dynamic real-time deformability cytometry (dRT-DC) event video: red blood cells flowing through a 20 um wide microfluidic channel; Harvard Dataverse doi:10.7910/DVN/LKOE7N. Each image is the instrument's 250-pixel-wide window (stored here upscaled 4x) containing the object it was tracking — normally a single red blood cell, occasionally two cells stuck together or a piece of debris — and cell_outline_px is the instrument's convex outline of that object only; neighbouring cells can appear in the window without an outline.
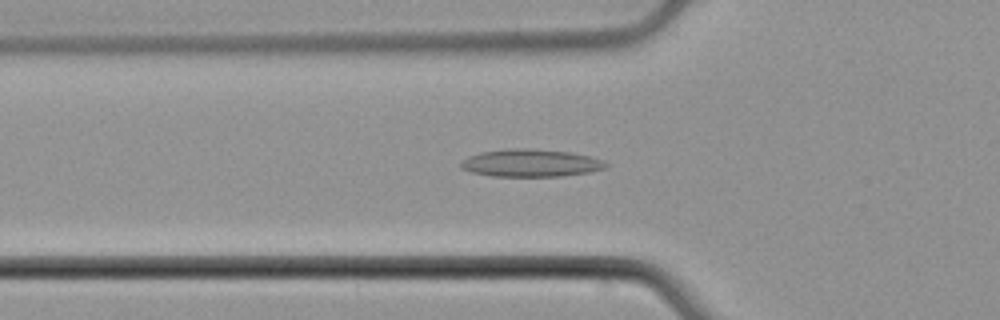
{"species": "common noctule bat (a hibernating species)", "species_latin": "Nyctalus noctula", "temperature_condition": "cold", "stored_images_in_passage": 43, "camera_frame_rate_fps": 3000, "um_per_image_px": 0.085, "animal": {"sex": "male", "body_mass_g": 21.5, "forearm_length_mm": 52.0}, "frame": {"image": 1, "passage_image": 13, "time_ms": 4.0, "image_size_px": [1000, 320], "cell_outline_px": [[608, 164], [604, 168], [588, 172], [564, 176], [492, 176], [472, 172], [460, 168], [460, 164], [468, 156], [480, 152], [508, 148], [528, 148], [572, 152], [604, 160]], "centroid_in_image_um": [45.1, 13.85], "position_along_channel_um": 80.7, "area_um2": 23.29}}
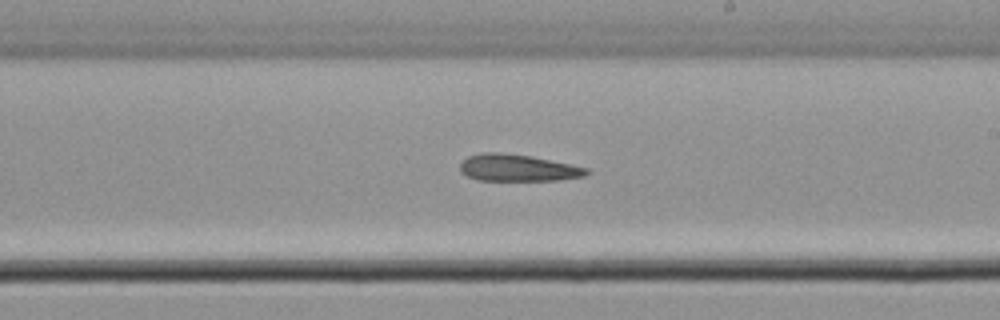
{"frame": {"image": 2, "passage_image": 26, "time_ms": 8.333, "image_size_px": [1000, 320], "cell_outline_px": [[592, 172], [584, 176], [560, 180], [476, 180], [460, 172], [460, 164], [468, 156], [480, 152], [500, 152], [532, 156], [588, 168]], "centroid_in_image_um": [44.01, 14.26], "position_along_channel_um": 245.0, "area_um2": 19.88}}
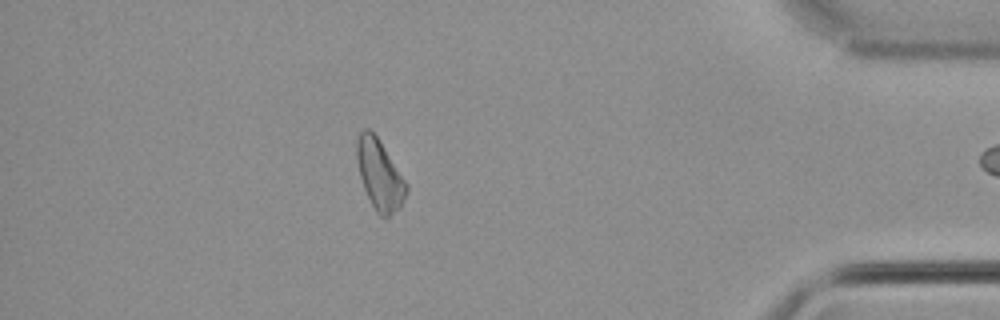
{"frame": {"image": 3, "passage_image": 42, "time_ms": 13.667, "image_size_px": [1000, 320], "cell_outline_px": [[408, 188], [404, 200], [400, 208], [388, 220], [380, 216], [376, 212], [364, 188], [360, 176], [356, 156], [356, 140], [360, 132], [364, 128], [368, 128], [376, 136], [408, 184]], "centroid_in_image_um": [32.28, 14.9], "position_along_channel_um": 402.9, "area_um2": 20.23}}